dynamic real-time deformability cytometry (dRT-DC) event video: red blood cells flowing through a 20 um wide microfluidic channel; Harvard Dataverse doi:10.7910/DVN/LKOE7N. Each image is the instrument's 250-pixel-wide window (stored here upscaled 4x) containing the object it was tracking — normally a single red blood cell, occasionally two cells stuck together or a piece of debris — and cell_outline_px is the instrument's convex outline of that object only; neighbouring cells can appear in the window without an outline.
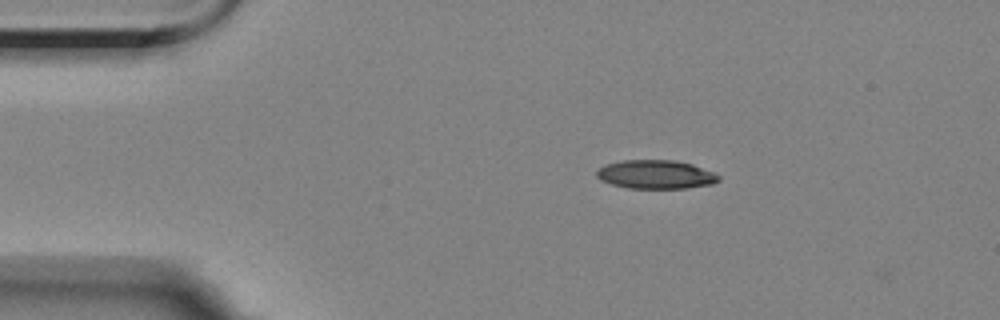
{"species": "Egyptian fruit bat (a non-hibernating species)", "species_latin": "Rousettus aegyptiacus", "temperature_condition": "room temperature", "stored_images_in_passage": 5, "camera_frame_rate_fps": 3000, "um_per_image_px": 0.085, "animal": {"sex": "female"}, "frame": {"image": 1, "passage_image": 2, "time_ms": 1.333, "image_size_px": [1000, 320], "cell_outline_px": [[720, 180], [712, 184], [684, 188], [628, 188], [612, 184], [600, 180], [596, 176], [596, 172], [600, 168], [608, 164], [624, 160], [676, 160], [692, 164], [716, 172], [720, 176]], "centroid_in_image_um": [55.78, 14.82], "position_along_channel_um": 29.2, "area_um2": 20.4}}
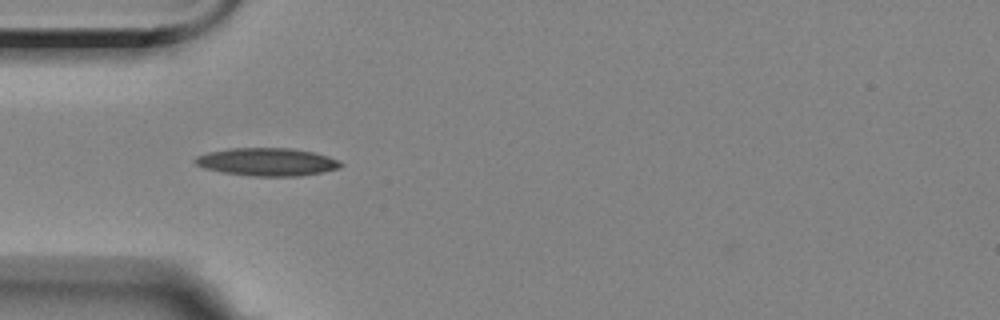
{"frame": {"image": 2, "passage_image": 4, "time_ms": 3.667, "image_size_px": [1000, 320], "cell_outline_px": [[344, 164], [340, 168], [300, 176], [252, 176], [220, 172], [204, 168], [196, 164], [192, 160], [196, 156], [208, 152], [232, 148], [292, 148], [312, 152], [328, 156], [340, 160]], "centroid_in_image_um": [22.69, 13.76], "position_along_channel_um": 62.3, "area_um2": 23.76}}
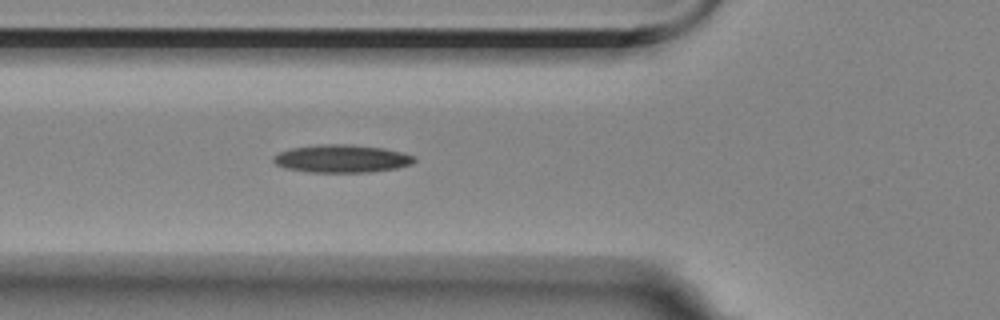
{"frame": {"image": 3, "passage_image": 5, "time_ms": 4.667, "image_size_px": [1000, 320], "cell_outline_px": [[416, 160], [412, 164], [396, 168], [368, 172], [308, 172], [284, 168], [276, 164], [272, 160], [272, 156], [280, 152], [292, 148], [320, 144], [344, 144], [384, 148], [404, 152], [416, 156]], "centroid_in_image_um": [29.06, 13.48], "position_along_channel_um": 96.7, "area_um2": 22.95}}